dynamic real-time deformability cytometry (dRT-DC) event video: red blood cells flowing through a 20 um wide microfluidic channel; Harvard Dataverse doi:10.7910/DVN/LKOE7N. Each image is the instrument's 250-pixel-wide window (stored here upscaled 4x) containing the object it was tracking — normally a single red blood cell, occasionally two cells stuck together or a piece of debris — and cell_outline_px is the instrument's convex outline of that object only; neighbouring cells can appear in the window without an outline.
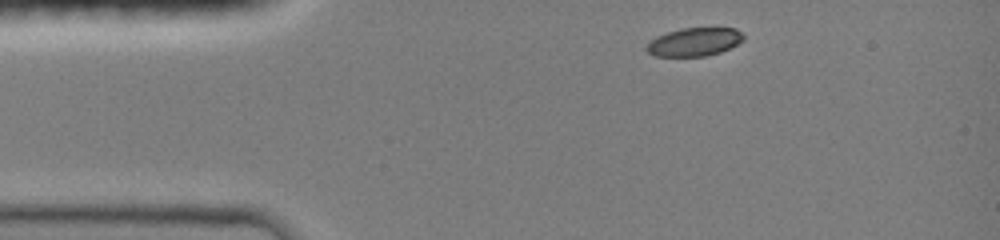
{"species": "common noctule bat (a hibernating species)", "species_latin": "Nyctalus noctula", "temperature_condition": "room temperature", "stored_images_in_passage": 10, "camera_frame_rate_fps": 3000, "um_per_image_px": 0.085, "animal": {"sex": "female", "body_mass_g": 19.0, "forearm_length_mm": 51.5}, "frame": {"image": 1, "passage_image": 1, "time_ms": 0.0, "image_size_px": [1000, 240], "cell_outline_px": [[744, 40], [720, 52], [704, 56], [656, 56], [648, 52], [644, 48], [656, 36], [680, 28], [736, 28], [744, 36]], "centroid_in_image_um": [59.01, 3.56], "position_along_channel_um": 26.0, "area_um2": 15.84}}
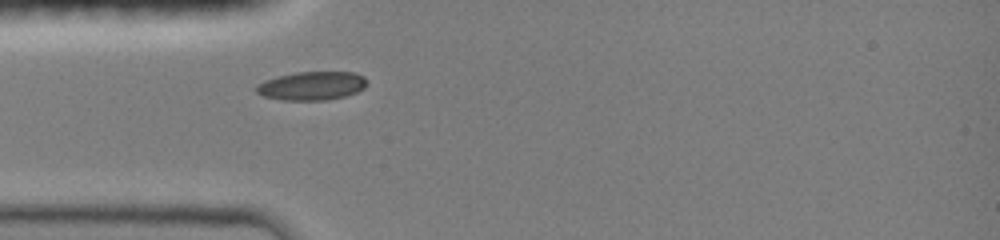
{"frame": {"image": 2, "passage_image": 5, "time_ms": 2.0, "image_size_px": [1000, 240], "cell_outline_px": [[368, 80], [364, 88], [356, 92], [344, 96], [324, 100], [284, 100], [264, 96], [256, 92], [252, 88], [256, 84], [264, 80], [276, 76], [296, 72], [356, 72], [364, 76]], "centroid_in_image_um": [26.47, 7.28], "position_along_channel_um": 58.5, "area_um2": 18.61}}
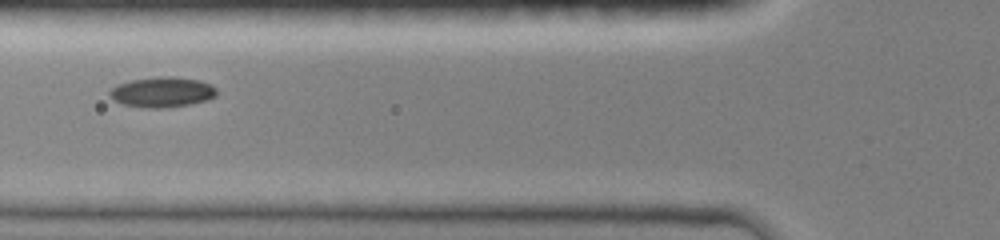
{"frame": {"image": 3, "passage_image": 9, "time_ms": 3.333, "image_size_px": [1000, 240], "cell_outline_px": [[216, 96], [204, 100], [188, 104], [164, 108], [152, 108], [124, 104], [112, 100], [108, 92], [116, 84], [132, 80], [160, 76], [172, 76], [200, 80], [212, 84], [216, 88]], "centroid_in_image_um": [13.77, 7.81], "position_along_channel_um": 112.0, "area_um2": 18.79}}